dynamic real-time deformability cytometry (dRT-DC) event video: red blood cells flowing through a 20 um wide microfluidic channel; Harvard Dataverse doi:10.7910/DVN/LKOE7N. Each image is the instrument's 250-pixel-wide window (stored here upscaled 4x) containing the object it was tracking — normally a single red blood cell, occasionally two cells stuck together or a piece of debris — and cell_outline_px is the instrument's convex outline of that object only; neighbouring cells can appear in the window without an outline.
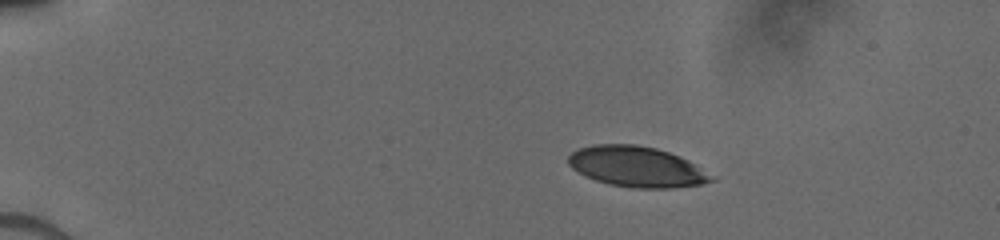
{"species": "human", "species_latin": "Homo sapiens", "temperature_condition": "cold", "stored_images_in_passage": 10, "camera_frame_rate_fps": 3000, "um_per_image_px": 0.085, "donor": {"sex": "male"}, "frame": {"image": 1, "passage_image": 4, "time_ms": 2.333, "image_size_px": [1000, 240], "cell_outline_px": [[716, 180], [700, 184], [672, 188], [636, 188], [608, 184], [596, 180], [572, 168], [568, 164], [568, 156], [572, 152], [580, 148], [592, 144], [636, 144], [656, 148], [668, 152], [688, 160]], "centroid_in_image_um": [54.08, 14.16], "position_along_channel_um": 30.9, "area_um2": 33.35}}
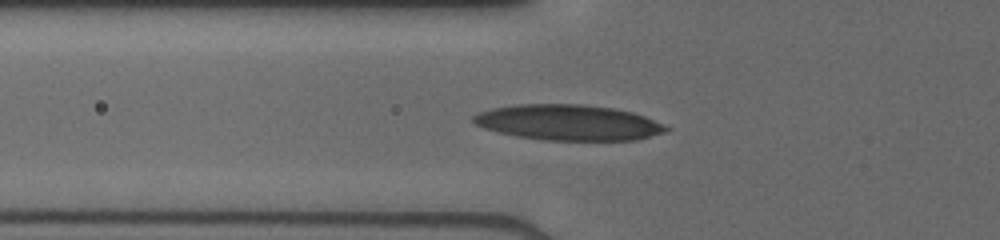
{"frame": {"image": 2, "passage_image": 9, "time_ms": 5.667, "image_size_px": [1000, 240], "cell_outline_px": [[672, 128], [664, 132], [636, 140], [544, 140], [516, 136], [484, 128], [476, 124], [472, 120], [472, 116], [480, 112], [492, 108], [520, 104], [580, 104], [612, 108], [632, 112], [644, 116]], "centroid_in_image_um": [48.31, 10.41], "position_along_channel_um": 77.5, "area_um2": 39.71}}